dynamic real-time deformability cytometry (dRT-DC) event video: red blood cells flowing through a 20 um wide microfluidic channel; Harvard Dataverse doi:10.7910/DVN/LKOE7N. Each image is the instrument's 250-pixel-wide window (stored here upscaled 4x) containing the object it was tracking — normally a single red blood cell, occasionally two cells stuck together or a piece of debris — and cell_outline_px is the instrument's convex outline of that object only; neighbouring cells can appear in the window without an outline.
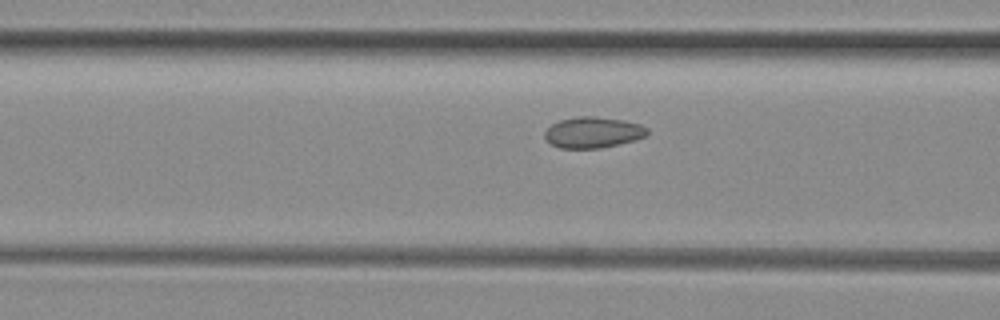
{"species": "common noctule bat (a hibernating species)", "species_latin": "Nyctalus noctula", "temperature_condition": "room temperature", "stored_images_in_passage": 8, "camera_frame_rate_fps": 3000, "um_per_image_px": 0.085, "animal": {"sex": "female", "body_mass_g": 29.2, "forearm_length_mm": 56.3}, "frame": {"image": 1, "passage_image": 6, "time_ms": 1.667, "image_size_px": [1000, 320], "cell_outline_px": [[648, 136], [636, 140], [600, 148], [560, 148], [552, 144], [544, 136], [544, 132], [552, 124], [560, 120], [580, 116], [592, 116], [624, 120], [640, 124], [648, 128]], "centroid_in_image_um": [50.44, 11.25], "position_along_channel_um": 116.2, "area_um2": 18.5}}